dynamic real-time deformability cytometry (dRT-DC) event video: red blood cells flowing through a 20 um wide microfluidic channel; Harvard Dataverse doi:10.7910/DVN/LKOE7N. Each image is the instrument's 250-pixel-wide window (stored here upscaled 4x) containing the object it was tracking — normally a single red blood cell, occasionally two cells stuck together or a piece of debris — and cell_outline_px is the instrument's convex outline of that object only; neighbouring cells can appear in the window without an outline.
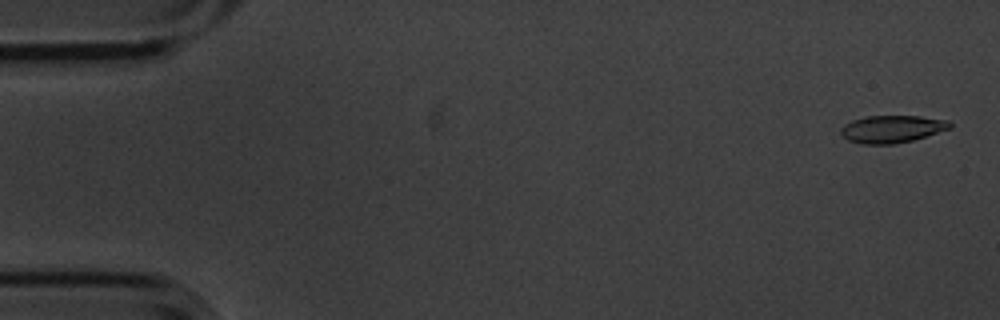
{"species": "common noctule bat (a hibernating species)", "species_latin": "Nyctalus noctula", "temperature_condition": "cold", "stored_images_in_passage": 4, "camera_frame_rate_fps": 3000, "um_per_image_px": 0.085, "animal": {"sex": "male", "body_mass_g": 20.1, "forearm_length_mm": 53.5}, "frame": {"image": 1, "passage_image": 1, "time_ms": 0.0, "image_size_px": [1000, 320], "cell_outline_px": [[952, 128], [912, 140], [892, 144], [860, 144], [848, 140], [840, 132], [840, 128], [844, 124], [852, 120], [868, 116], [920, 116], [948, 120], [952, 124]], "centroid_in_image_um": [75.81, 10.96], "position_along_channel_um": 9.2, "area_um2": 17.4}}